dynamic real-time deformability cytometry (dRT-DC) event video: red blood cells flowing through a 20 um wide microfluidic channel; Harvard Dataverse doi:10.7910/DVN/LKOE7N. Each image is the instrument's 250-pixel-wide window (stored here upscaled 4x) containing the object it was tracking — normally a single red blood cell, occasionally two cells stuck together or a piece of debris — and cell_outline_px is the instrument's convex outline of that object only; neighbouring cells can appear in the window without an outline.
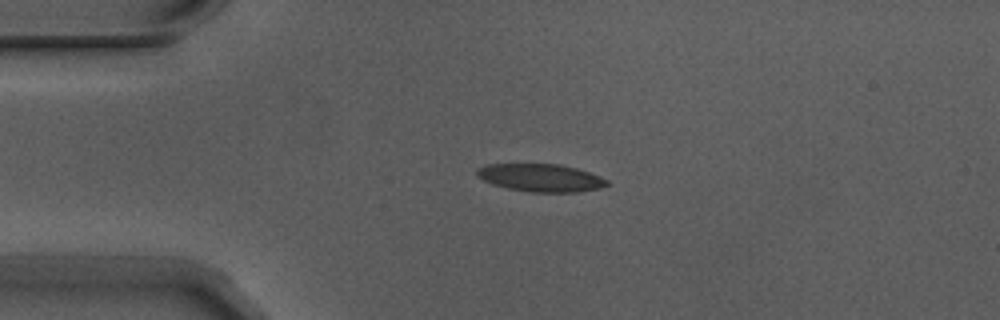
{"species": "Egyptian fruit bat (a non-hibernating species)", "species_latin": "Rousettus aegyptiacus", "temperature_condition": "warm", "stored_images_in_passage": 3, "camera_frame_rate_fps": 3000, "um_per_image_px": 0.085, "animal": {"sex": "male"}, "frame": {"image": 1, "passage_image": 1, "time_ms": 0.0, "image_size_px": [1000, 320], "cell_outline_px": [[608, 184], [600, 188], [576, 192], [532, 192], [508, 188], [492, 184], [476, 176], [476, 168], [488, 164], [560, 164], [576, 168], [600, 176], [608, 180]], "centroid_in_image_um": [45.94, 15.1], "position_along_channel_um": 39.1, "area_um2": 20.98}}